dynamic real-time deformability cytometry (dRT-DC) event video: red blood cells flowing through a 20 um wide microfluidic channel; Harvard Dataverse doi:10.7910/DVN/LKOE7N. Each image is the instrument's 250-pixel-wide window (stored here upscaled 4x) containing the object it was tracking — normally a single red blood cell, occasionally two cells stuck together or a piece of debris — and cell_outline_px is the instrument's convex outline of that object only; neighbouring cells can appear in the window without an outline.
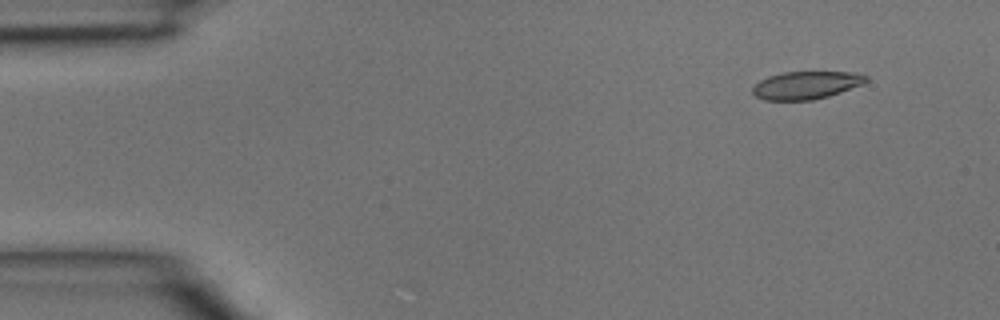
{"species": "common noctule bat (a hibernating species)", "species_latin": "Nyctalus noctula", "temperature_condition": "room temperature", "stored_images_in_passage": 4, "camera_frame_rate_fps": 3000, "um_per_image_px": 0.085, "animal": {"sex": "male", "body_mass_g": 15.6}, "frame": {"image": 1, "passage_image": 1, "time_ms": 0.0, "image_size_px": [1000, 320], "cell_outline_px": [[868, 80], [864, 84], [828, 96], [812, 100], [764, 100], [756, 96], [752, 92], [752, 88], [760, 80], [768, 76], [784, 72], [852, 72], [868, 76]], "centroid_in_image_um": [68.53, 7.24], "position_along_channel_um": 16.5, "area_um2": 18.32}}
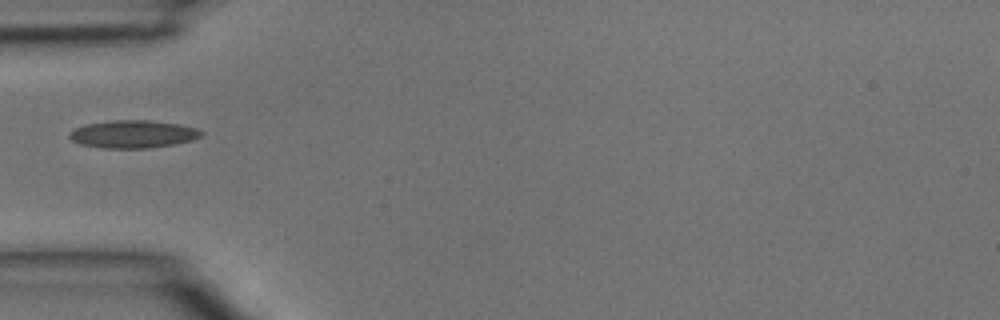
{"frame": {"image": 2, "passage_image": 4, "time_ms": 1.0, "image_size_px": [1000, 320], "cell_outline_px": [[204, 136], [192, 140], [176, 144], [148, 148], [100, 148], [80, 144], [72, 140], [68, 136], [68, 132], [76, 128], [88, 124], [112, 120], [148, 120], [180, 124], [196, 128], [204, 132]], "centroid_in_image_um": [11.34, 11.4], "position_along_channel_um": 73.7, "area_um2": 21.44}}